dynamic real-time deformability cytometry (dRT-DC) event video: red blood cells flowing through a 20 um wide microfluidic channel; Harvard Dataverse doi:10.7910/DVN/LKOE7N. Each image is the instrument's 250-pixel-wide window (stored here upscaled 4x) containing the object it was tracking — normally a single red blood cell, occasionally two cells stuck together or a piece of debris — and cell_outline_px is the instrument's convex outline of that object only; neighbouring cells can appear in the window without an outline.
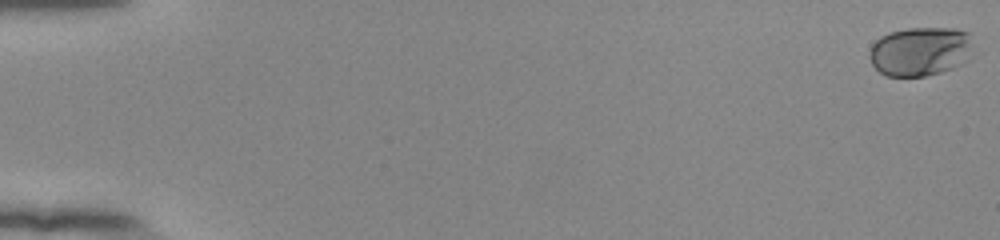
{"species": "human", "species_latin": "Homo sapiens", "temperature_condition": "room temperature", "stored_images_in_passage": 48, "camera_frame_rate_fps": 3000, "um_per_image_px": 0.085, "donor": {"sex": "female"}, "frame": {"image": 1, "passage_image": 1, "time_ms": 0.0, "image_size_px": [1000, 240], "cell_outline_px": [[968, 60], [952, 68], [940, 72], [924, 76], [884, 76], [872, 64], [868, 56], [868, 52], [872, 44], [880, 36], [888, 32], [908, 28], [956, 28], [968, 32]], "centroid_in_image_um": [78.13, 4.36], "position_along_channel_um": 6.9, "area_um2": 29.48}}
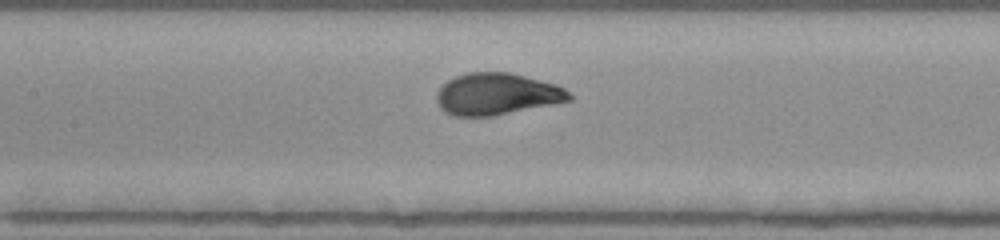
{"frame": {"image": 2, "passage_image": 28, "time_ms": 9.0, "image_size_px": [1000, 240], "cell_outline_px": [[572, 100], [556, 104], [492, 116], [452, 116], [444, 112], [440, 108], [436, 100], [436, 92], [448, 80], [456, 76], [468, 72], [508, 72], [556, 84], [564, 88], [572, 96]], "centroid_in_image_um": [42.22, 8.01], "position_along_channel_um": 165.2, "area_um2": 32.43}}
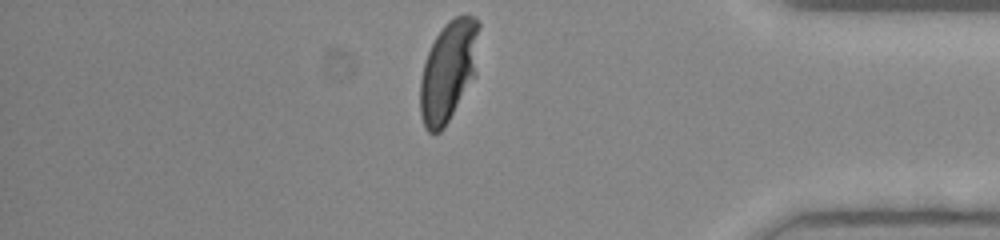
{"frame": {"image": 3, "passage_image": 48, "time_ms": 15.667, "image_size_px": [1000, 240], "cell_outline_px": [[480, 24], [476, 76], [444, 128], [440, 132], [428, 132], [424, 128], [420, 116], [420, 80], [424, 64], [428, 52], [436, 36], [444, 24], [448, 20], [456, 16], [472, 16], [480, 20]], "centroid_in_image_um": [38.13, 6.04], "position_along_channel_um": 397.1, "area_um2": 34.91}, "authors_computed_cell_mechanics": {"area_um2": 32.0212, "velocity_mm_per_s": 3.8519, "shape_relaxation_time_tau1_ms": 2.1458, "shape_relaxation_time_tau2_ms": null, "deformation_change_tau1": 0.1202, "deformation_change_tau2": null}}